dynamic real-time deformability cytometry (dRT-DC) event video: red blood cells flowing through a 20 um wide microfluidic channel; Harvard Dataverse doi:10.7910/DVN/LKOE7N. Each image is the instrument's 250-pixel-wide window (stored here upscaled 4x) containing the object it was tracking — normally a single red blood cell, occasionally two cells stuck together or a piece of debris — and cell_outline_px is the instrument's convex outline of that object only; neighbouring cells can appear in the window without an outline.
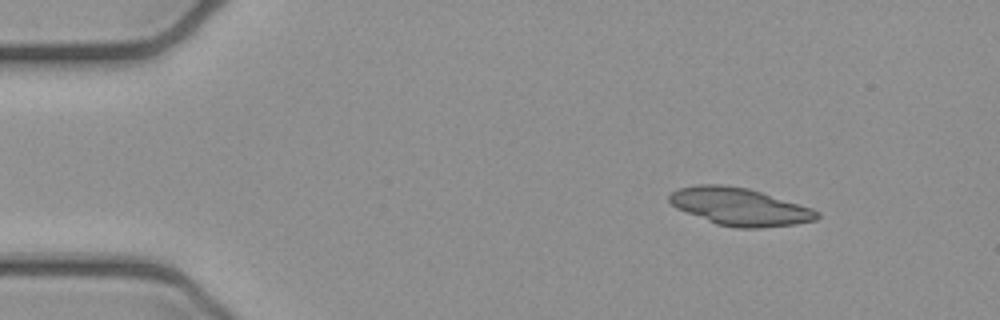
{"species": "common noctule bat (a hibernating species)", "species_latin": "Nyctalus noctula", "temperature_condition": "cold", "stored_images_in_passage": 6, "segment_of_instrument_passage": [1, 2], "camera_frame_rate_fps": 3000, "um_per_image_px": 0.085, "animal": {"sex": "female", "body_mass_g": 21.9}, "frame": {"image": 1, "passage_image": 1, "time_ms": 0.0, "image_size_px": [1000, 320], "cell_outline_px": [[820, 216], [816, 220], [796, 224], [760, 228], [736, 228], [716, 224], [676, 208], [668, 200], [668, 196], [672, 192], [680, 188], [696, 184], [720, 184], [748, 188], [812, 208], [820, 212]], "centroid_in_image_um": [62.87, 17.57], "position_along_channel_um": 22.1, "area_um2": 32.25}}